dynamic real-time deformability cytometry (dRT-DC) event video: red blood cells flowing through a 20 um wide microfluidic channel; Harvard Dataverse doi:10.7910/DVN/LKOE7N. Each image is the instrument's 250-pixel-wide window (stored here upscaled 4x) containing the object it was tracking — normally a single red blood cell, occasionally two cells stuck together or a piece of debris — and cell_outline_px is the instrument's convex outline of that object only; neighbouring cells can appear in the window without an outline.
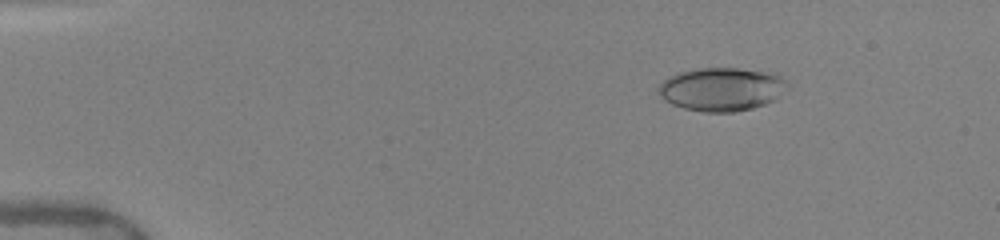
{"species": "human", "species_latin": "Homo sapiens", "temperature_condition": "warm", "stored_images_in_passage": 48, "camera_frame_rate_fps": 3000, "um_per_image_px": 0.085, "donor": {"sex": "female"}, "frame": {"image": 1, "passage_image": 5, "time_ms": 1.333, "image_size_px": [1000, 240], "cell_outline_px": [[792, 88], [772, 100], [764, 104], [752, 108], [736, 112], [704, 112], [684, 108], [672, 104], [664, 100], [656, 92], [656, 88], [668, 76], [680, 72], [696, 68], [736, 68], [780, 72]], "centroid_in_image_um": [61.39, 7.56], "position_along_channel_um": 23.6, "area_um2": 33.35}}
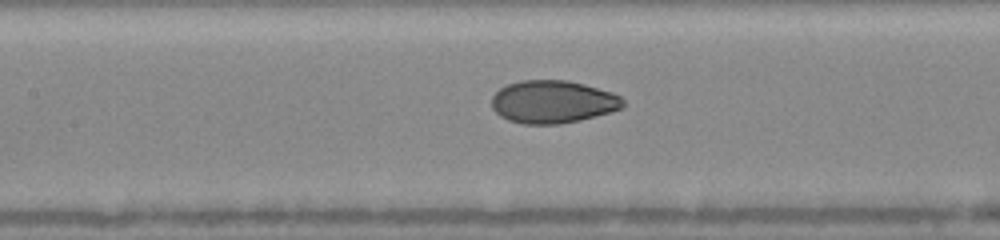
{"frame": {"image": 2, "passage_image": 22, "time_ms": 7.0, "image_size_px": [1000, 240], "cell_outline_px": [[624, 104], [620, 108], [596, 116], [580, 120], [560, 124], [524, 124], [508, 120], [500, 116], [492, 108], [492, 96], [500, 88], [508, 84], [520, 80], [568, 80], [584, 84], [612, 92], [620, 96], [624, 100]], "centroid_in_image_um": [46.97, 8.65], "position_along_channel_um": 160.4, "area_um2": 32.71}}
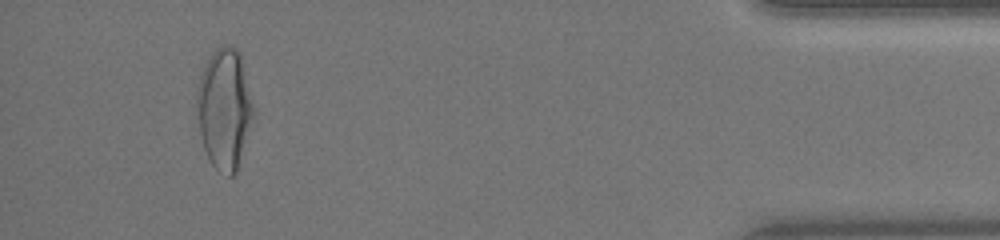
{"frame": {"image": 3, "passage_image": 45, "time_ms": 14.667, "image_size_px": [1000, 240], "cell_outline_px": [[256, 116], [236, 172], [232, 176], [228, 176], [216, 168], [212, 164], [204, 148], [200, 136], [196, 104], [196, 88], [204, 64], [212, 52], [216, 48], [224, 44], [236, 48], [240, 52]], "centroid_in_image_um": [19.09, 9.23], "position_along_channel_um": 416.1, "area_um2": 40.23}, "authors_computed_cell_mechanics": {"area_um2": 32.9171, "velocity_mm_per_s": 4.0558, "shape_relaxation_time_tau1_ms": 5.8742, "shape_relaxation_time_tau2_ms": 0.7041, "deformation_change_tau1": 0.2156, "deformation_change_tau2": 0.0423}}